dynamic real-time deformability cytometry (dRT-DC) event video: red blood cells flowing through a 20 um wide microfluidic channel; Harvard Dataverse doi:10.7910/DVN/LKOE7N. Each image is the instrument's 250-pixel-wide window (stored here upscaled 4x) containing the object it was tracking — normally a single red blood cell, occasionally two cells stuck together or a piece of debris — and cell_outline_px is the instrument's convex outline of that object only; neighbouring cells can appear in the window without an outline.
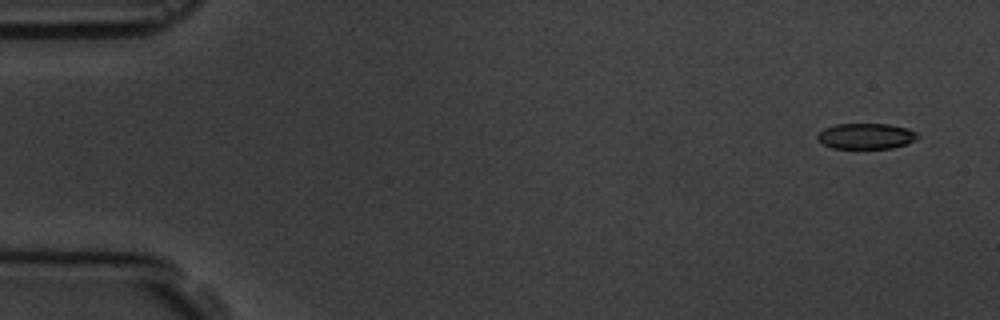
{"species": "common noctule bat (a hibernating species)", "species_latin": "Nyctalus noctula", "temperature_condition": "room temperature", "stored_images_in_passage": 4, "camera_frame_rate_fps": 3000, "um_per_image_px": 0.085, "animal": {"sex": "male", "body_mass_g": 19.5, "forearm_length_mm": 54.6}, "frame": {"image": 1, "passage_image": 1, "time_ms": 0.0, "image_size_px": [1000, 320], "cell_outline_px": [[920, 136], [916, 140], [892, 148], [832, 148], [816, 140], [816, 136], [824, 128], [836, 124], [888, 124], [908, 128], [916, 132]], "centroid_in_image_um": [73.61, 11.56], "position_along_channel_um": 11.4, "area_um2": 15.03}}
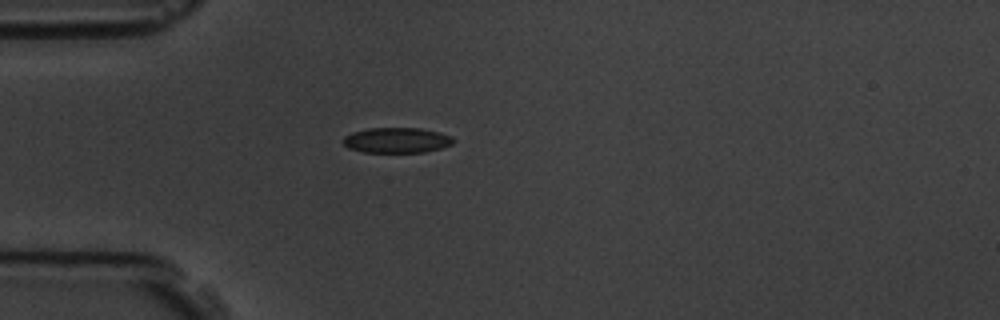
{"frame": {"image": 2, "passage_image": 4, "time_ms": 4.333, "image_size_px": [1000, 320], "cell_outline_px": [[456, 140], [452, 144], [440, 148], [424, 152], [364, 152], [348, 148], [344, 144], [344, 136], [352, 132], [368, 128], [420, 128], [440, 132], [452, 136]], "centroid_in_image_um": [33.74, 11.91], "position_along_channel_um": 51.3, "area_um2": 16.3}}